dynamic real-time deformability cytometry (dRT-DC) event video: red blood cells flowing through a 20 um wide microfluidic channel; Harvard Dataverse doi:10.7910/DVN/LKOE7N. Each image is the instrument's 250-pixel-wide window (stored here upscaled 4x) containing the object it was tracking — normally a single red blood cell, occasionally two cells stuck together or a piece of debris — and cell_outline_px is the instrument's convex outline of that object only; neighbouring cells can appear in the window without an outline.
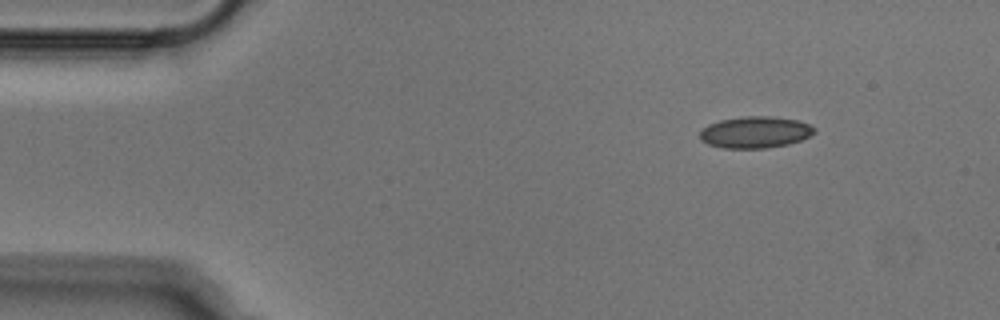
{"species": "Egyptian fruit bat (a non-hibernating species)", "species_latin": "Rousettus aegyptiacus", "temperature_condition": "cold", "stored_images_in_passage": 46, "camera_frame_rate_fps": 3000, "um_per_image_px": 0.085, "animal": {"sex": "male"}, "frame": {"image": 1, "passage_image": 1, "time_ms": 0.0, "image_size_px": [1000, 320], "cell_outline_px": [[816, 132], [800, 140], [788, 144], [764, 148], [724, 148], [708, 144], [700, 140], [700, 132], [708, 124], [720, 120], [744, 116], [772, 116], [796, 120], [808, 124], [816, 128]], "centroid_in_image_um": [64.18, 11.23], "position_along_channel_um": 20.8, "area_um2": 20.98}}
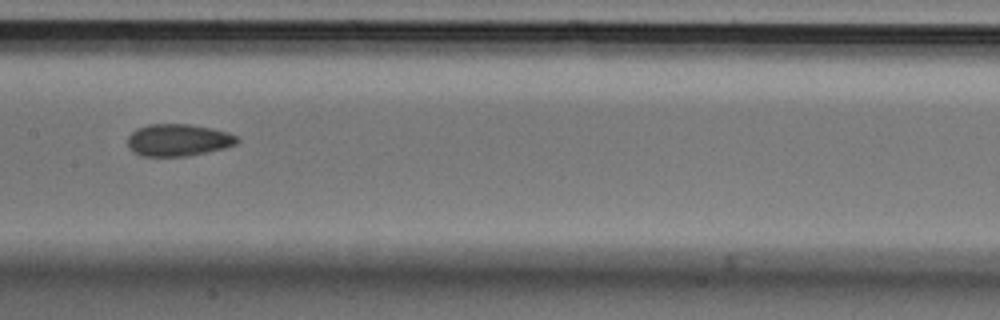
{"frame": {"image": 2, "passage_image": 20, "time_ms": 6.333, "image_size_px": [1000, 320], "cell_outline_px": [[240, 140], [236, 144], [224, 148], [184, 156], [140, 156], [128, 148], [128, 136], [136, 128], [148, 124], [188, 124], [212, 128], [228, 132], [236, 136]], "centroid_in_image_um": [15.12, 11.89], "position_along_channel_um": 192.3, "area_um2": 20.46}}
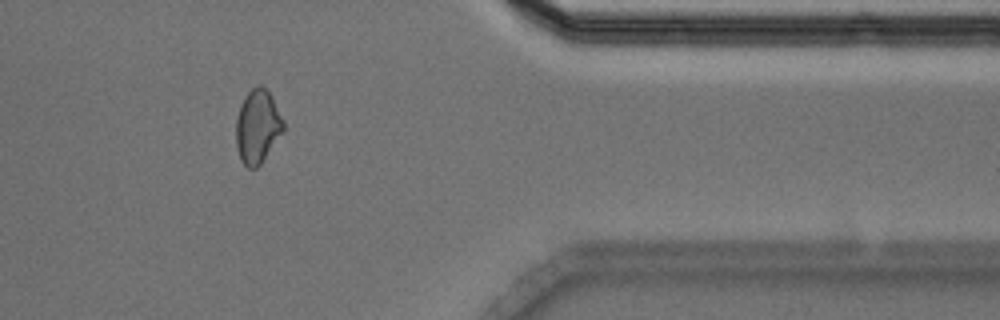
{"frame": {"image": 3, "passage_image": 37, "time_ms": 12.0, "image_size_px": [1000, 320], "cell_outline_px": [[284, 128], [260, 164], [256, 168], [248, 168], [240, 160], [236, 144], [236, 120], [240, 104], [244, 96], [252, 88], [260, 84], [272, 96], [284, 120]], "centroid_in_image_um": [21.87, 10.73], "position_along_channel_um": 389.5, "area_um2": 20.11}}